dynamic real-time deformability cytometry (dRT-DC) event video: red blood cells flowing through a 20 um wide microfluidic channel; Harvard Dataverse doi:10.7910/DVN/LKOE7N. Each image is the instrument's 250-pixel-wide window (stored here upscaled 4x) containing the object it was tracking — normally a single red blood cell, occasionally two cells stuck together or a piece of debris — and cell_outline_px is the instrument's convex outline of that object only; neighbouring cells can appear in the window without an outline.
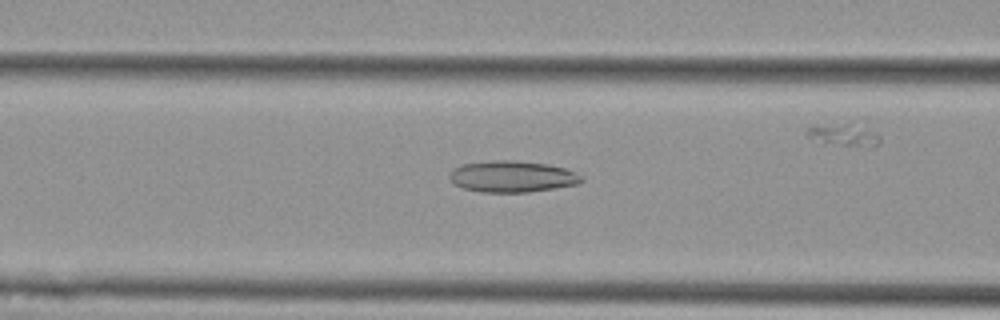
{"species": "Egyptian fruit bat (a non-hibernating species)", "species_latin": "Rousettus aegyptiacus", "temperature_condition": "cold", "stored_images_in_passage": 46, "camera_frame_rate_fps": 3000, "um_per_image_px": 0.085, "animal": {"sex": "female"}, "frame": {"image": 1, "passage_image": 14, "time_ms": 4.333, "image_size_px": [1000, 320], "cell_outline_px": [[584, 180], [580, 184], [528, 192], [480, 192], [464, 188], [452, 184], [448, 176], [448, 172], [452, 168], [460, 164], [492, 160], [516, 160], [548, 164], [564, 168], [576, 172]], "centroid_in_image_um": [43.48, 15.0], "position_along_channel_um": 123.1, "area_um2": 24.51}}
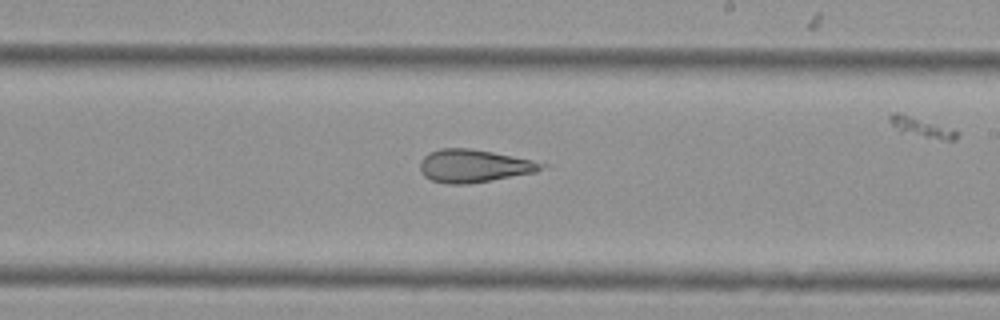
{"frame": {"image": 2, "passage_image": 24, "time_ms": 7.667, "image_size_px": [1000, 320], "cell_outline_px": [[552, 164], [536, 172], [468, 184], [448, 184], [432, 180], [424, 176], [420, 172], [420, 160], [428, 152], [440, 148], [468, 148], [492, 152]], "centroid_in_image_um": [40.28, 14.1], "position_along_channel_um": 248.7, "area_um2": 23.35}}
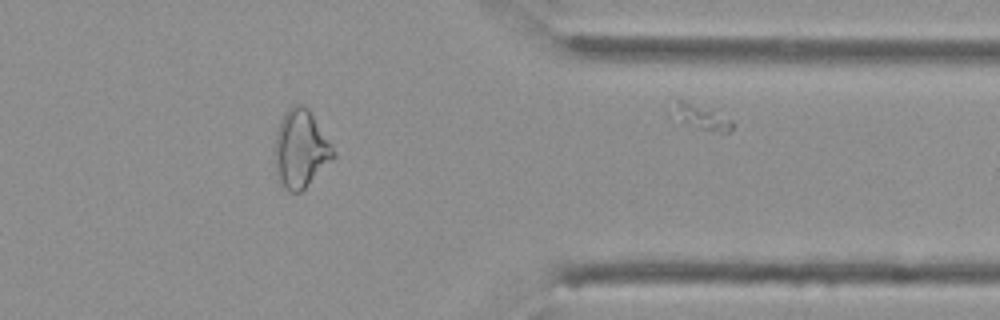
{"frame": {"image": 3, "passage_image": 36, "time_ms": 11.667, "image_size_px": [1000, 320], "cell_outline_px": [[336, 156], [300, 192], [288, 192], [276, 180], [276, 132], [280, 120], [284, 112], [292, 104], [300, 104], [308, 108], [336, 152]], "centroid_in_image_um": [25.54, 12.66], "position_along_channel_um": 385.9, "area_um2": 26.36}, "authors_computed_cell_mechanics": {"area_um2": 25.4031, "velocity_mm_per_s": 3.7823, "shape_relaxation_time_tau1_ms": null, "shape_relaxation_time_tau2_ms": 2.8521, "deformation_change_tau1": null, "deformation_change_tau2": 0.1215}}